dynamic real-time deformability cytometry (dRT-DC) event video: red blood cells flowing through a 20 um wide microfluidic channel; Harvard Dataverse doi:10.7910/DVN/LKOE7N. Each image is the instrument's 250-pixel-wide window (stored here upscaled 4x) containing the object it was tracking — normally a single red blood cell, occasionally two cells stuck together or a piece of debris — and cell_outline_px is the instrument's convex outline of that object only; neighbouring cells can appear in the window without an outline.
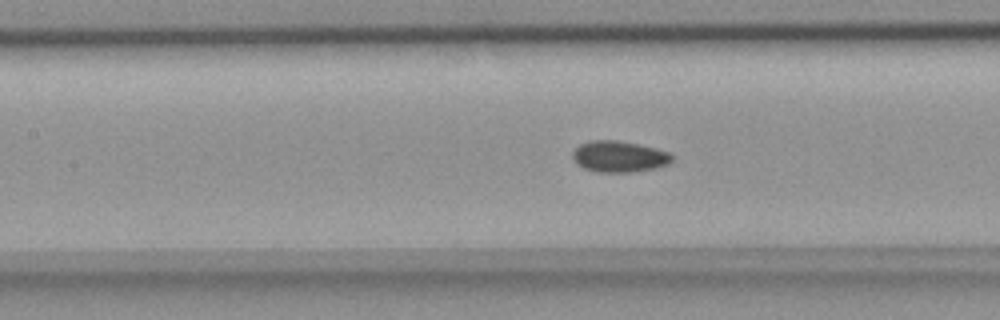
{"species": "common noctule bat (a hibernating species)", "species_latin": "Nyctalus noctula", "temperature_condition": "room temperature", "stored_images_in_passage": 38, "camera_frame_rate_fps": 3000, "um_per_image_px": 0.085, "animal": {"sex": "female", "body_mass_g": 18.4}, "frame": {"image": 1, "passage_image": 9, "time_ms": 2.667, "image_size_px": [1000, 320], "cell_outline_px": [[672, 160], [668, 164], [656, 168], [632, 172], [596, 172], [584, 168], [576, 164], [572, 160], [572, 152], [580, 144], [588, 140], [616, 140], [656, 148], [668, 152], [672, 156]], "centroid_in_image_um": [52.58, 13.31], "position_along_channel_um": 154.8, "area_um2": 18.15}}
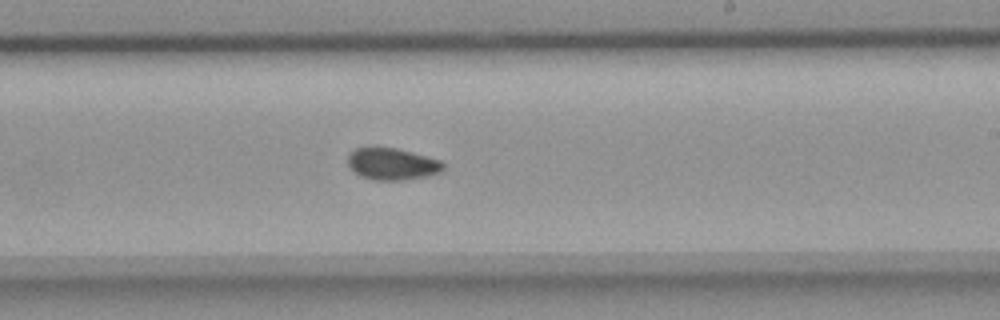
{"frame": {"image": 2, "passage_image": 17, "time_ms": 5.333, "image_size_px": [1000, 320], "cell_outline_px": [[444, 168], [440, 172], [424, 176], [400, 180], [372, 180], [360, 176], [348, 164], [348, 152], [356, 148], [396, 148], [428, 156], [440, 160], [444, 164]], "centroid_in_image_um": [33.32, 13.93], "position_along_channel_um": 255.7, "area_um2": 17.51}}
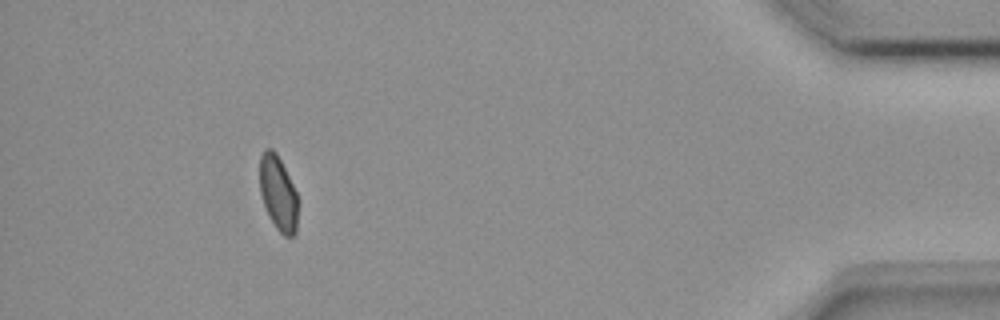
{"frame": {"image": 3, "passage_image": 34, "time_ms": 11.0, "image_size_px": [1000, 320], "cell_outline_px": [[300, 200], [296, 232], [292, 236], [284, 236], [276, 228], [264, 204], [260, 192], [260, 156], [264, 148], [272, 148], [276, 152]], "centroid_in_image_um": [23.67, 16.43], "position_along_channel_um": 411.5, "area_um2": 16.7}, "authors_computed_cell_mechanics": {"area_um2": 17.5712, "velocity_mm_per_s": 3.8081, "shape_relaxation_time_tau1_ms": null, "shape_relaxation_time_tau2_ms": 2.2443, "deformation_change_tau1": null, "deformation_change_tau2": 0.0607}}